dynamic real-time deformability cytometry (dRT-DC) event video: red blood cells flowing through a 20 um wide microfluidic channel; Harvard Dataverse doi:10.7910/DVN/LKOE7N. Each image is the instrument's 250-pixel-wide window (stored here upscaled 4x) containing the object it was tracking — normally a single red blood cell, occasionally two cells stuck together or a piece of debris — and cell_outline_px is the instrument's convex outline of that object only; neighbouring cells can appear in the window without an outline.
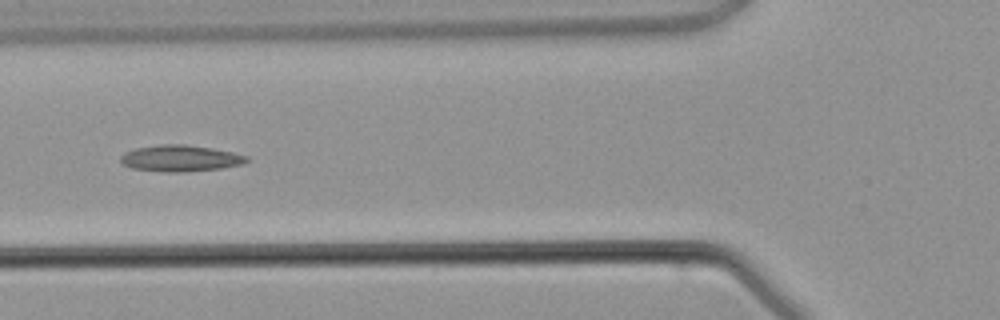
{"species": "common noctule bat (a hibernating species)", "species_latin": "Nyctalus noctula", "temperature_condition": "warm", "stored_images_in_passage": 4, "camera_frame_rate_fps": 3000, "um_per_image_px": 0.085, "animal": {"sex": "male", "body_mass_g": 21.5, "forearm_length_mm": 52.0}, "frame": {"image": 1, "passage_image": 4, "time_ms": 3.667, "image_size_px": [1000, 320], "cell_outline_px": [[248, 160], [244, 164], [224, 168], [184, 172], [168, 172], [132, 168], [124, 164], [120, 160], [120, 156], [124, 152], [136, 148], [160, 144], [188, 144], [212, 148], [232, 152], [248, 156]], "centroid_in_image_um": [15.36, 13.45], "position_along_channel_um": 110.4, "area_um2": 19.48}}